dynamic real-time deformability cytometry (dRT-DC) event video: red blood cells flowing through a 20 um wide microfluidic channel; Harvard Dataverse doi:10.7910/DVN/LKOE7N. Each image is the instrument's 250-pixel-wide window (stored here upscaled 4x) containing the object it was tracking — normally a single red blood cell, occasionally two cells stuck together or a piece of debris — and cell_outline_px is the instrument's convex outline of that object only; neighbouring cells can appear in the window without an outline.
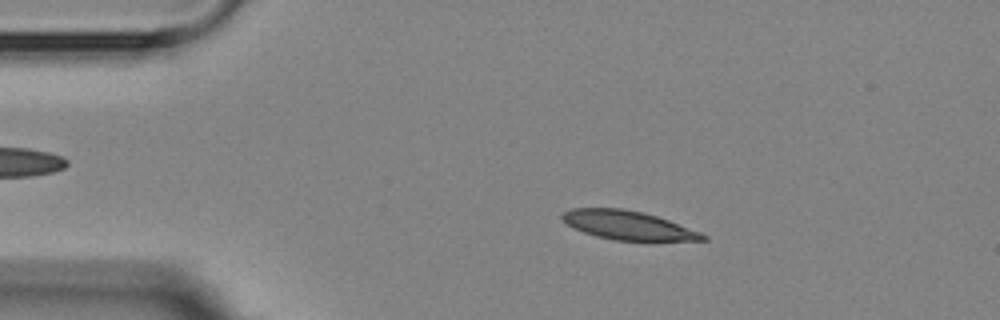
{"species": "Egyptian fruit bat (a non-hibernating species)", "species_latin": "Rousettus aegyptiacus", "temperature_condition": "room temperature", "stored_images_in_passage": 4, "camera_frame_rate_fps": 3000, "um_per_image_px": 0.085, "animal": {"sex": "female"}, "frame": {"image": 1, "passage_image": 2, "time_ms": 1.0, "image_size_px": [1000, 320], "cell_outline_px": [[708, 240], [612, 240], [596, 236], [572, 228], [560, 216], [564, 212], [572, 208], [624, 208], [644, 212], [668, 220], [700, 232], [708, 236]], "centroid_in_image_um": [53.35, 19.14], "position_along_channel_um": 31.6, "area_um2": 23.41}}
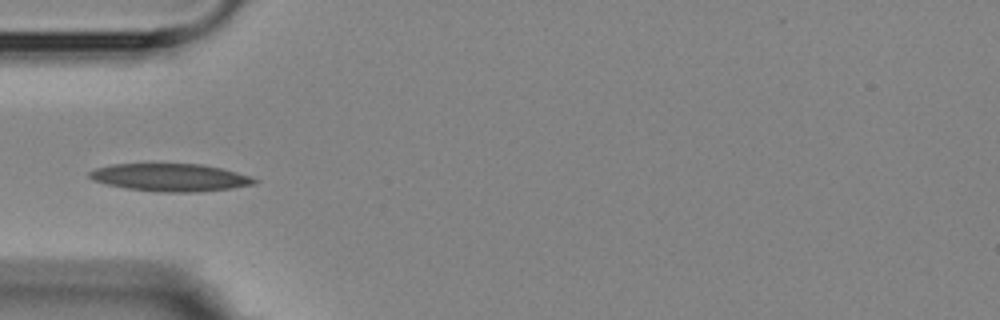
{"frame": {"image": 2, "passage_image": 4, "time_ms": 3.333, "image_size_px": [1000, 320], "cell_outline_px": [[260, 180], [252, 184], [232, 188], [196, 192], [160, 192], [128, 188], [108, 184], [92, 180], [88, 176], [88, 172], [96, 168], [112, 164], [200, 164], [220, 168], [236, 172]], "centroid_in_image_um": [14.45, 15.08], "position_along_channel_um": 70.6, "area_um2": 26.3}}